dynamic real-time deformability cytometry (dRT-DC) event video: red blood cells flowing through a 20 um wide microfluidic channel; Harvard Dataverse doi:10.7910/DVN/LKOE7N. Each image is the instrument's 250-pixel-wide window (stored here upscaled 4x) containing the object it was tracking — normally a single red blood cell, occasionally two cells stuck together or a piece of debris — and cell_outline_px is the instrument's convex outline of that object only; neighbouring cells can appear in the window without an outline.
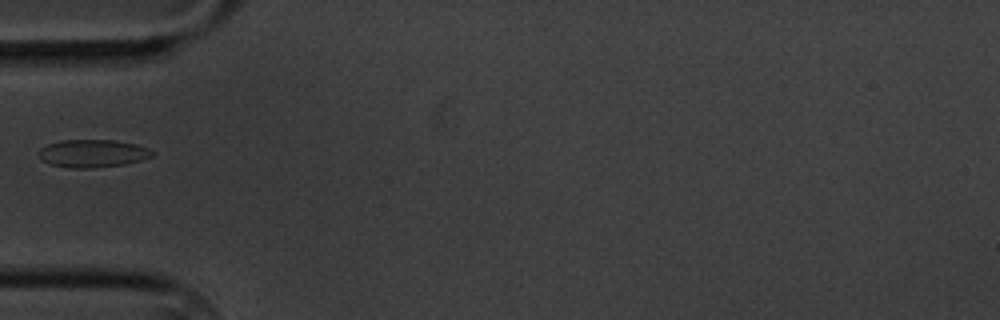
{"species": "common noctule bat (a hibernating species)", "species_latin": "Nyctalus noctula", "temperature_condition": "cold", "stored_images_in_passage": 11, "camera_frame_rate_fps": 3000, "um_per_image_px": 0.085, "animal": {"sex": "male", "body_mass_g": 20.1, "forearm_length_mm": 53.5}, "frame": {"image": 1, "passage_image": 1, "time_ms": 0.0, "image_size_px": [1000, 320], "cell_outline_px": [[156, 152], [152, 156], [140, 160], [124, 164], [92, 168], [68, 168], [52, 164], [40, 160], [36, 152], [40, 148], [48, 144], [60, 140], [112, 140], [136, 144], [148, 148]], "centroid_in_image_um": [7.84, 13.04], "position_along_channel_um": 77.2, "area_um2": 18.5}}
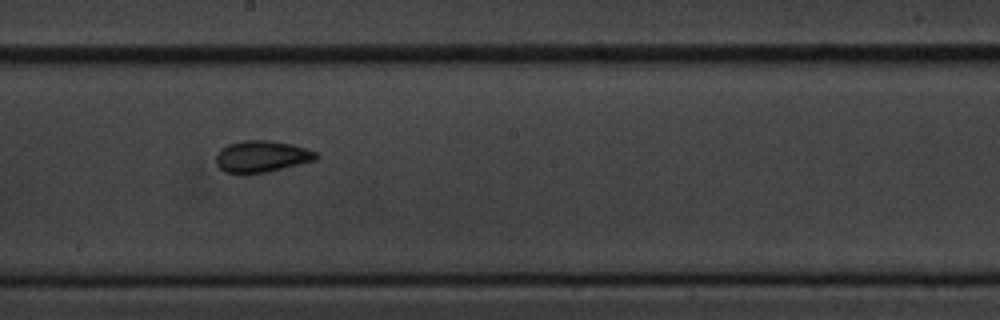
{"frame": {"image": 2, "passage_image": 5, "time_ms": 4.333, "image_size_px": [1000, 320], "cell_outline_px": [[320, 156], [316, 160], [268, 172], [244, 176], [224, 172], [216, 164], [216, 152], [220, 148], [228, 144], [244, 140], [272, 140], [292, 144], [316, 152]], "centroid_in_image_um": [22.2, 13.32], "position_along_channel_um": 226.0, "area_um2": 19.02}}
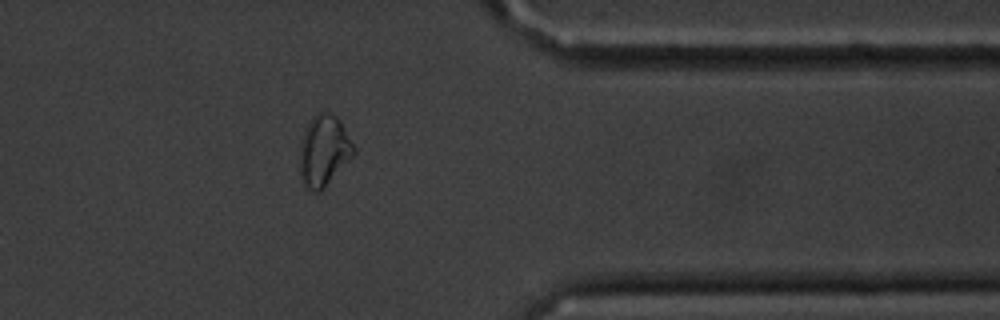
{"frame": {"image": 3, "passage_image": 9, "time_ms": 9.333, "image_size_px": [1000, 320], "cell_outline_px": [[356, 152], [320, 192], [312, 192], [304, 184], [300, 172], [300, 144], [304, 128], [308, 120], [316, 112], [328, 112], [336, 116], [340, 120], [356, 148]], "centroid_in_image_um": [27.52, 12.77], "position_along_channel_um": 383.9, "area_um2": 22.43}}